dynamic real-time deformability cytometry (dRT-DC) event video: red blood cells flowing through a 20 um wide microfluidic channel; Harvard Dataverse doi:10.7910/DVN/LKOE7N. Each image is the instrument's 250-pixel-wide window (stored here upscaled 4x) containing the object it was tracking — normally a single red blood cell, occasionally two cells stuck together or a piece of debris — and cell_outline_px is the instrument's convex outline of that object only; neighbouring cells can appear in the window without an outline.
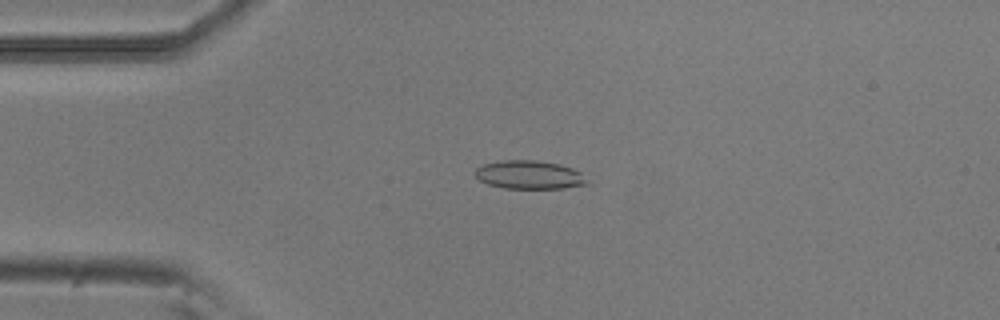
{"species": "common noctule bat (a hibernating species)", "species_latin": "Nyctalus noctula", "temperature_condition": "room temperature", "stored_images_in_passage": 45, "camera_frame_rate_fps": 3000, "um_per_image_px": 0.085, "animal": {"sex": "male", "body_mass_g": 20.5, "forearm_length_mm": 52.5}, "frame": {"image": 1, "passage_image": 5, "time_ms": 1.333, "image_size_px": [1000, 320], "cell_outline_px": [[592, 184], [564, 188], [504, 188], [488, 184], [480, 180], [476, 176], [476, 168], [484, 164], [504, 160], [536, 160], [560, 164], [572, 168], [580, 172]], "centroid_in_image_um": [45.05, 14.86], "position_along_channel_um": 40.0, "area_um2": 18.55}}
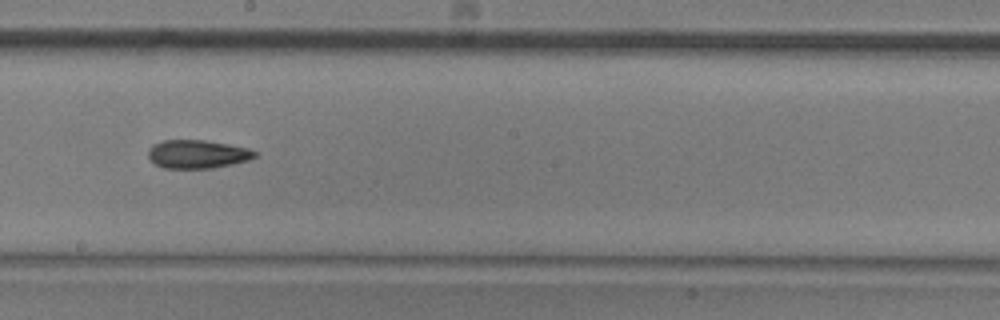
{"frame": {"image": 2, "passage_image": 22, "time_ms": 7.0, "image_size_px": [1000, 320], "cell_outline_px": [[256, 156], [248, 160], [232, 164], [212, 168], [164, 168], [156, 164], [148, 156], [148, 148], [152, 144], [164, 140], [204, 140], [228, 144], [248, 148], [256, 152]], "centroid_in_image_um": [16.76, 13.09], "position_along_channel_um": 231.4, "area_um2": 17.57}}
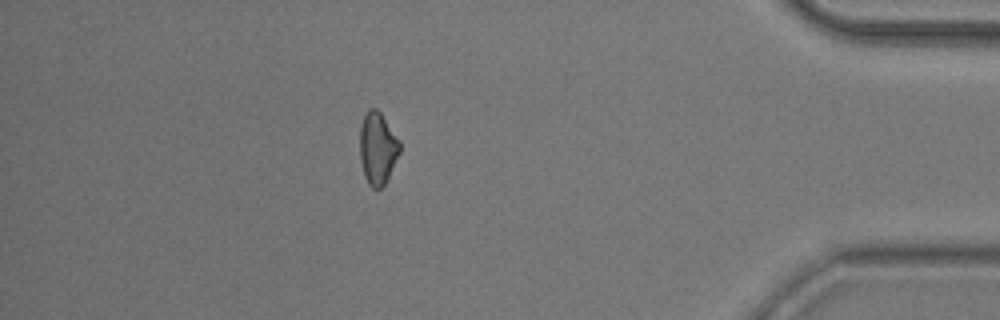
{"frame": {"image": 3, "passage_image": 39, "time_ms": 12.667, "image_size_px": [1000, 320], "cell_outline_px": [[400, 152], [388, 180], [380, 188], [372, 188], [368, 184], [364, 176], [360, 160], [360, 128], [364, 116], [368, 108], [376, 108], [380, 112], [400, 140]], "centroid_in_image_um": [32.1, 12.62], "position_along_channel_um": 403.1, "area_um2": 16.94}, "authors_computed_cell_mechanics": {"area_um2": 17.5712, "velocity_mm_per_s": 3.8047, "shape_relaxation_time_tau1_ms": null, "shape_relaxation_time_tau2_ms": 4.7072, "deformation_change_tau1": null, "deformation_change_tau2": 0.1159}}